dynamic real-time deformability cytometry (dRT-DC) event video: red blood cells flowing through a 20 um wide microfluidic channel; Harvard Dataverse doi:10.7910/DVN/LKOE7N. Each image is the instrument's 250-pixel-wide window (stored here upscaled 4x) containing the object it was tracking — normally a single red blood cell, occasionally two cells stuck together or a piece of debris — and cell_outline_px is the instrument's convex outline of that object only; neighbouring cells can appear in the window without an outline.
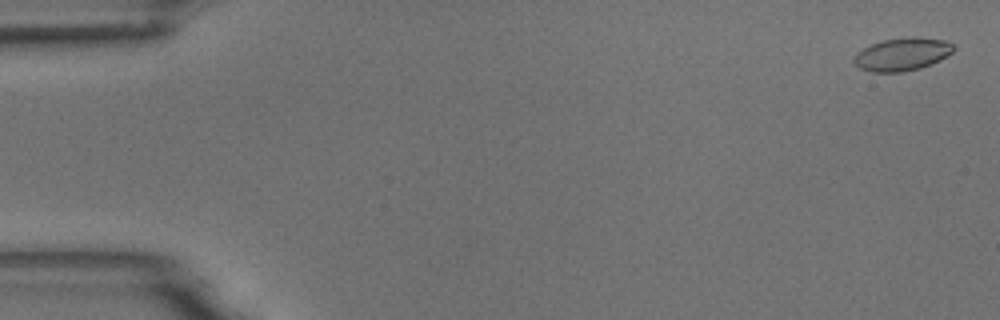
{"species": "common noctule bat (a hibernating species)", "species_latin": "Nyctalus noctula", "temperature_condition": "room temperature", "stored_images_in_passage": 55, "camera_frame_rate_fps": 3000, "um_per_image_px": 0.085, "animal": {"sex": "male", "body_mass_g": 18.8}, "frame": {"image": 1, "passage_image": 2, "time_ms": 0.333, "image_size_px": [1000, 320], "cell_outline_px": [[956, 48], [952, 52], [940, 60], [932, 64], [920, 68], [900, 72], [872, 72], [860, 68], [852, 60], [852, 56], [856, 52], [872, 44], [884, 40], [908, 36], [916, 36], [944, 40], [952, 44]], "centroid_in_image_um": [76.68, 4.6], "position_along_channel_um": 8.3, "area_um2": 19.19}}
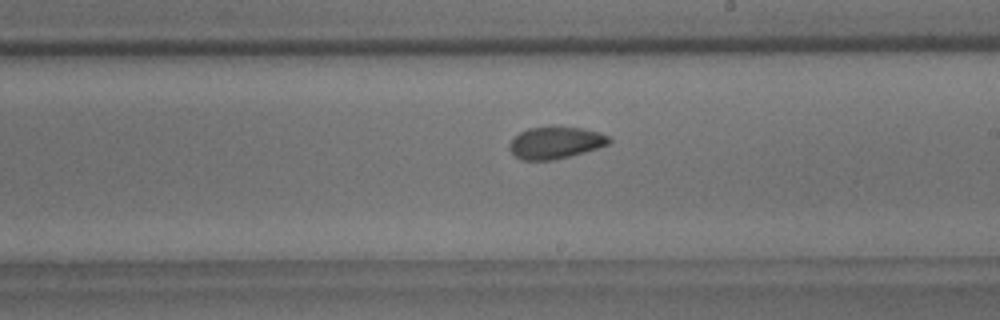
{"frame": {"image": 2, "passage_image": 32, "time_ms": 10.333, "image_size_px": [1000, 320], "cell_outline_px": [[612, 140], [608, 144], [584, 152], [552, 160], [520, 160], [508, 148], [508, 144], [520, 132], [528, 128], [584, 128], [600, 132], [608, 136]], "centroid_in_image_um": [47.21, 12.14], "position_along_channel_um": 241.8, "area_um2": 18.15}}
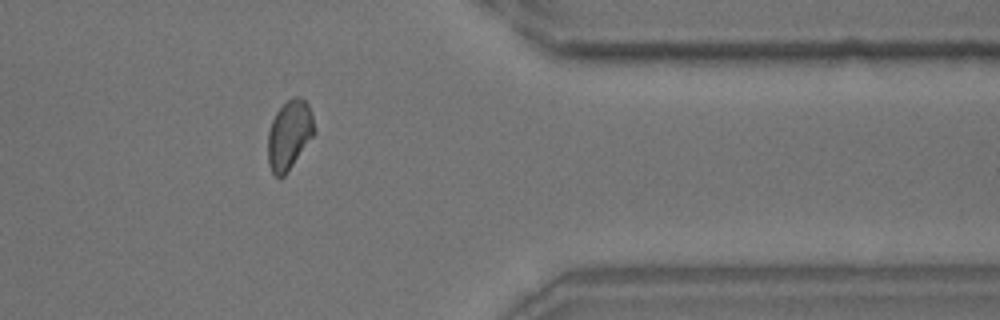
{"frame": {"image": 3, "passage_image": 45, "time_ms": 14.667, "image_size_px": [1000, 320], "cell_outline_px": [[316, 132], [288, 172], [284, 176], [276, 176], [272, 172], [268, 164], [268, 132], [272, 120], [276, 112], [292, 96], [300, 96], [308, 104], [312, 112]], "centroid_in_image_um": [24.61, 11.45], "position_along_channel_um": 386.8, "area_um2": 18.84}, "authors_computed_cell_mechanics": {"area_um2": 18.785, "velocity_mm_per_s": 3.7087, "shape_relaxation_time_tau1_ms": 5.417, "shape_relaxation_time_tau2_ms": 2.0087, "deformation_change_tau1": 0.1033, "deformation_change_tau2": 0.0629}}